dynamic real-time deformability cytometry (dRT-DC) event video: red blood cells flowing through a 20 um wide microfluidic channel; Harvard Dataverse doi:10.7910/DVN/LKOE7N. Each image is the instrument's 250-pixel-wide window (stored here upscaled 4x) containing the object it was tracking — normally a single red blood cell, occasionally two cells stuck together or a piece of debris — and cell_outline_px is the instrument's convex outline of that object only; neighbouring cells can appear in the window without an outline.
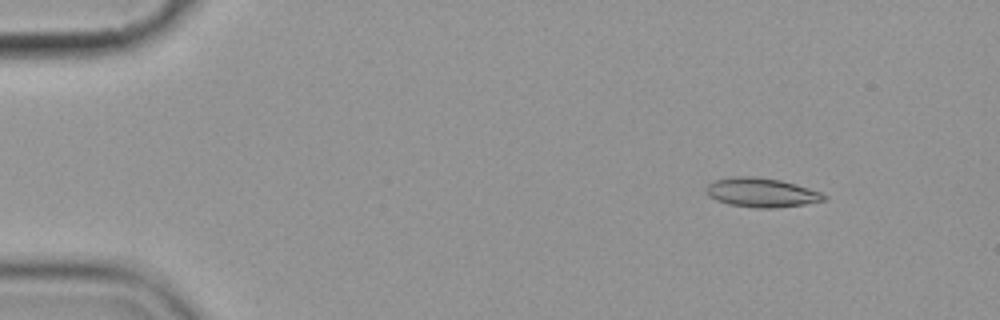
{"species": "common noctule bat (a hibernating species)", "species_latin": "Nyctalus noctula", "temperature_condition": "cold", "stored_images_in_passage": 5, "camera_frame_rate_fps": 3000, "um_per_image_px": 0.085, "animal": {"sex": "female", "body_mass_g": 19.9}, "frame": {"image": 1, "passage_image": 2, "time_ms": 1.333, "image_size_px": [1000, 320], "cell_outline_px": [[828, 200], [804, 204], [776, 208], [756, 208], [728, 204], [716, 200], [708, 196], [704, 188], [708, 184], [716, 180], [732, 176], [752, 176], [780, 180], [796, 184], [820, 192], [828, 196]], "centroid_in_image_um": [64.72, 16.37], "position_along_channel_um": 20.3, "area_um2": 20.17}}
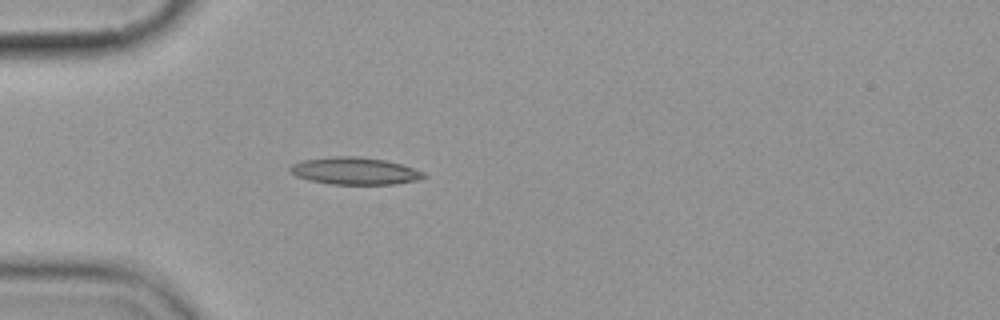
{"frame": {"image": 2, "passage_image": 5, "time_ms": 4.667, "image_size_px": [1000, 320], "cell_outline_px": [[428, 176], [416, 180], [396, 184], [328, 184], [308, 180], [296, 176], [288, 168], [292, 164], [304, 160], [332, 156], [360, 156], [384, 160], [400, 164], [424, 172]], "centroid_in_image_um": [30.14, 14.53], "position_along_channel_um": 54.9, "area_um2": 21.15}}